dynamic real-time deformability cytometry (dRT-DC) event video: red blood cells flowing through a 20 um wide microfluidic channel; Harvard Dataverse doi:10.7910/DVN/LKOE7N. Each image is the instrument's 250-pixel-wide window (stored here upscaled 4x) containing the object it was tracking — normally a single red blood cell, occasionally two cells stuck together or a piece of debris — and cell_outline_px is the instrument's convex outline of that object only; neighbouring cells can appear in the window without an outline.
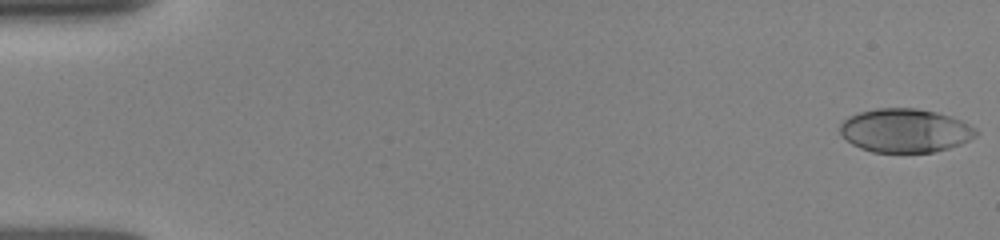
{"species": "human", "species_latin": "Homo sapiens", "temperature_condition": "room temperature", "stored_images_in_passage": 51, "camera_frame_rate_fps": 3000, "um_per_image_px": 0.085, "donor": {"sex": "female"}, "frame": {"image": 1, "passage_image": 1, "time_ms": 0.0, "image_size_px": [1000, 240], "cell_outline_px": [[980, 132], [976, 136], [960, 144], [948, 148], [932, 152], [872, 152], [860, 148], [852, 144], [840, 132], [840, 124], [848, 116], [860, 112], [876, 108], [916, 108], [936, 112], [952, 116], [976, 128]], "centroid_in_image_um": [76.95, 11.09], "position_along_channel_um": 8.1, "area_um2": 34.62}}
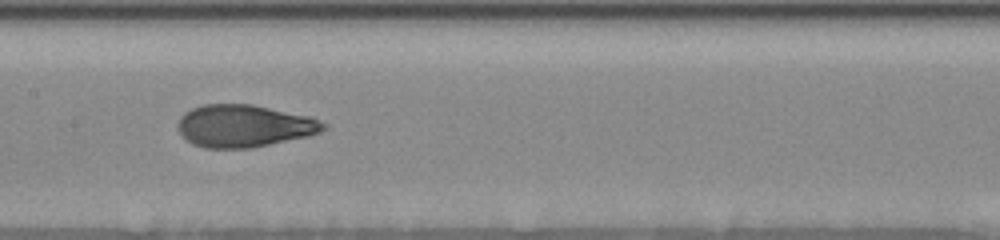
{"frame": {"image": 2, "passage_image": 26, "time_ms": 8.333, "image_size_px": [1000, 240], "cell_outline_px": [[328, 124], [320, 132], [308, 136], [252, 148], [204, 148], [192, 144], [180, 132], [176, 124], [180, 116], [184, 112], [192, 108], [204, 104], [252, 104], [308, 116]], "centroid_in_image_um": [20.72, 10.7], "position_along_channel_um": 186.7, "area_um2": 35.89}}
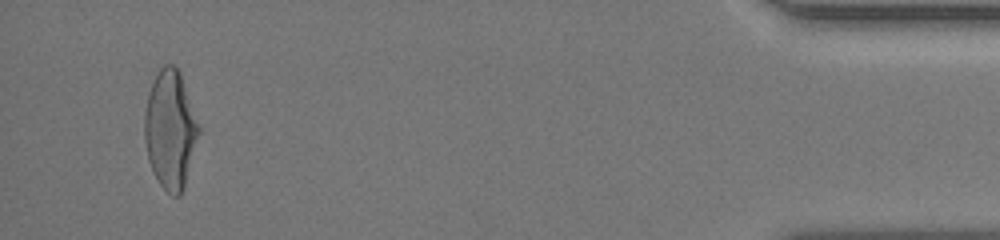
{"frame": {"image": 3, "passage_image": 49, "time_ms": 16.0, "image_size_px": [1000, 240], "cell_outline_px": [[200, 132], [184, 188], [180, 196], [172, 196], [160, 184], [148, 160], [144, 140], [144, 112], [148, 92], [160, 68], [164, 64], [172, 64], [180, 72], [200, 124]], "centroid_in_image_um": [14.48, 11.01], "position_along_channel_um": 420.7, "area_um2": 37.51}, "authors_computed_cell_mechanics": {"area_um2": 35.3736, "velocity_mm_per_s": 3.9537, "shape_relaxation_time_tau1_ms": 4.7899, "shape_relaxation_time_tau2_ms": 0.7948, "deformation_change_tau1": 0.2112, "deformation_change_tau2": 0.067}}